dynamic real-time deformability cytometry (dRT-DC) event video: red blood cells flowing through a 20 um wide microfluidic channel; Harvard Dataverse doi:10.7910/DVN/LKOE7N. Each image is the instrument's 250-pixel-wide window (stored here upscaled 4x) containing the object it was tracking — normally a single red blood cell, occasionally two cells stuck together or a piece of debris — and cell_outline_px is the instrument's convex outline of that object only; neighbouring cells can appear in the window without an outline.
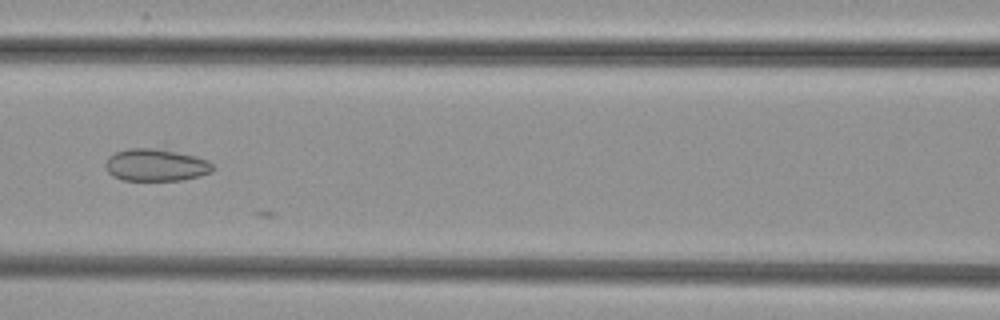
{"species": "common noctule bat (a hibernating species)", "species_latin": "Nyctalus noctula", "temperature_condition": "cold", "stored_images_in_passage": 30, "camera_frame_rate_fps": 3000, "um_per_image_px": 0.085, "animal": {"sex": "female", "body_mass_g": 29.2, "forearm_length_mm": 56.3}, "frame": {"image": 1, "passage_image": 25, "time_ms": 8.0, "image_size_px": [1000, 320], "cell_outline_px": [[216, 168], [212, 172], [200, 176], [180, 180], [120, 180], [112, 176], [104, 168], [104, 164], [108, 156], [116, 152], [128, 148], [152, 148], [176, 152], [196, 156], [208, 160]], "centroid_in_image_um": [13.23, 14.03], "position_along_channel_um": 153.4, "area_um2": 20.35}}
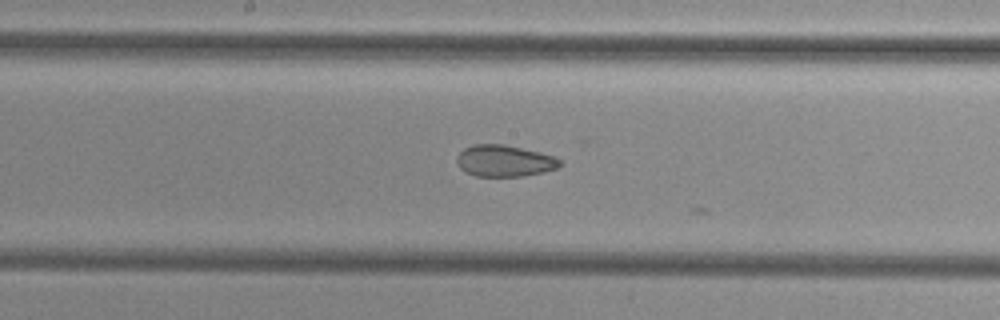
{"frame": {"image": 2, "passage_image": 29, "time_ms": 9.333, "image_size_px": [1000, 320], "cell_outline_px": [[560, 168], [544, 172], [524, 176], [476, 176], [464, 172], [460, 168], [456, 160], [456, 156], [464, 148], [476, 144], [504, 144], [540, 152], [552, 156], [560, 160]], "centroid_in_image_um": [42.86, 13.68], "position_along_channel_um": 205.3, "area_um2": 19.02}}